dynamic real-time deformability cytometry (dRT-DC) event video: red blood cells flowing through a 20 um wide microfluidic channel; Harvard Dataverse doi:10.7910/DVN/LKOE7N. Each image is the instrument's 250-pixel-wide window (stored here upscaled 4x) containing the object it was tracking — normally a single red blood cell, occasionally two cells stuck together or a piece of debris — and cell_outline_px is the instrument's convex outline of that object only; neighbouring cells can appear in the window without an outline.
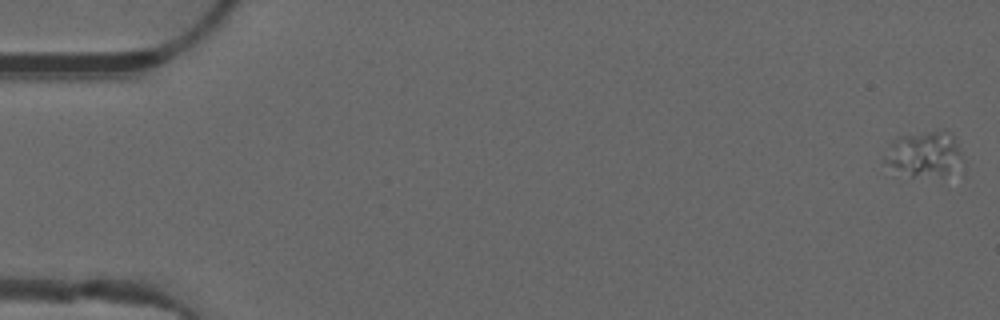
{"species": "common noctule bat (a hibernating species)", "species_latin": "Nyctalus noctula", "temperature_condition": "warm", "stored_images_in_passage": 51, "camera_frame_rate_fps": 3000, "um_per_image_px": 0.085, "animal": {"sex": "male", "forearm_length_mm": 52.5}, "frame": {"image": 1, "passage_image": 1, "time_ms": 0.0, "image_size_px": [1000, 320], "cell_outline_px": [[964, 172], [912, 176], [884, 160], [884, 156], [892, 140], [900, 136], [944, 128], [952, 136], [960, 152], [964, 168]], "centroid_in_image_um": [78.67, 13.06], "position_along_channel_um": 6.3, "area_um2": 20.29}}
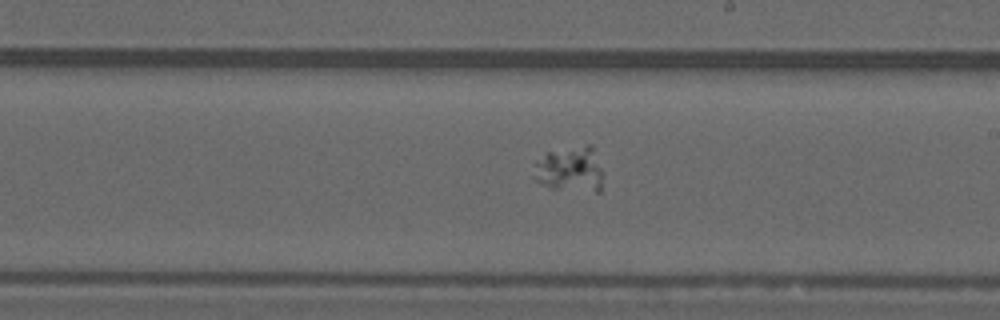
{"frame": {"image": 2, "passage_image": 30, "time_ms": 9.667, "image_size_px": [1000, 320], "cell_outline_px": [[604, 176], [600, 192], [596, 192], [552, 188], [532, 180], [536, 160], [548, 152], [588, 144], [592, 144]], "centroid_in_image_um": [48.47, 14.41], "position_along_channel_um": 240.5, "area_um2": 18.61}}
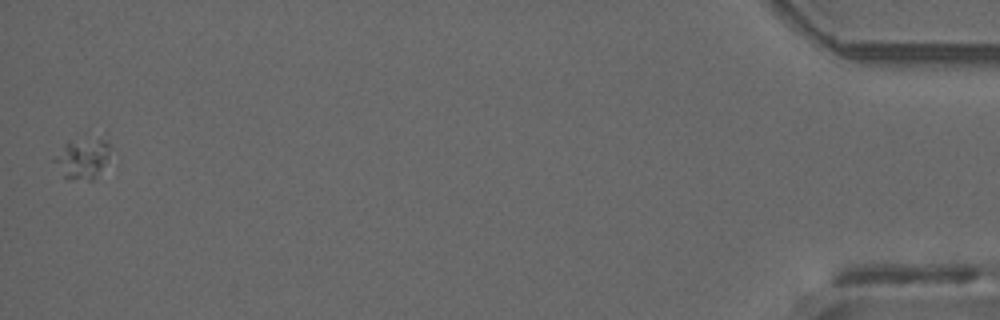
{"frame": {"image": 3, "passage_image": 51, "time_ms": 16.667, "image_size_px": [1000, 320], "cell_outline_px": [[108, 156], [92, 180], [88, 180], [64, 176], [52, 160], [64, 144], [108, 132]], "centroid_in_image_um": [7.05, 13.35], "position_along_channel_um": 428.2, "area_um2": 13.01}}